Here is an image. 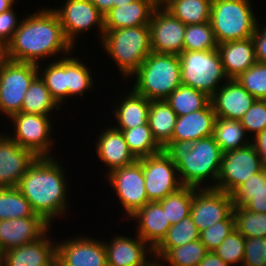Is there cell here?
<instances>
[{
	"label": "cell",
	"instance_id": "obj_1",
	"mask_svg": "<svg viewBox=\"0 0 266 266\" xmlns=\"http://www.w3.org/2000/svg\"><path fill=\"white\" fill-rule=\"evenodd\" d=\"M73 49L64 35L57 14L52 8H43L23 17L8 43V58L11 61L38 65L40 60L56 56L60 52L66 57L72 54Z\"/></svg>",
	"mask_w": 266,
	"mask_h": 266
},
{
	"label": "cell",
	"instance_id": "obj_2",
	"mask_svg": "<svg viewBox=\"0 0 266 266\" xmlns=\"http://www.w3.org/2000/svg\"><path fill=\"white\" fill-rule=\"evenodd\" d=\"M54 158L37 157L16 187L30 202L32 210L49 224L65 214L69 201L68 180L60 162Z\"/></svg>",
	"mask_w": 266,
	"mask_h": 266
},
{
	"label": "cell",
	"instance_id": "obj_3",
	"mask_svg": "<svg viewBox=\"0 0 266 266\" xmlns=\"http://www.w3.org/2000/svg\"><path fill=\"white\" fill-rule=\"evenodd\" d=\"M163 150L176 165L183 186L216 187L223 152L213 135L195 142L169 141ZM209 178L213 180L212 185L209 184ZM206 180L208 185L205 184Z\"/></svg>",
	"mask_w": 266,
	"mask_h": 266
},
{
	"label": "cell",
	"instance_id": "obj_4",
	"mask_svg": "<svg viewBox=\"0 0 266 266\" xmlns=\"http://www.w3.org/2000/svg\"><path fill=\"white\" fill-rule=\"evenodd\" d=\"M136 80L131 89L149 100H165L181 84L178 55L151 52L131 75Z\"/></svg>",
	"mask_w": 266,
	"mask_h": 266
},
{
	"label": "cell",
	"instance_id": "obj_5",
	"mask_svg": "<svg viewBox=\"0 0 266 266\" xmlns=\"http://www.w3.org/2000/svg\"><path fill=\"white\" fill-rule=\"evenodd\" d=\"M100 42L125 80L132 78L131 75L152 52L149 25L104 31Z\"/></svg>",
	"mask_w": 266,
	"mask_h": 266
},
{
	"label": "cell",
	"instance_id": "obj_6",
	"mask_svg": "<svg viewBox=\"0 0 266 266\" xmlns=\"http://www.w3.org/2000/svg\"><path fill=\"white\" fill-rule=\"evenodd\" d=\"M250 0H212L210 23L218 44L253 36L258 19Z\"/></svg>",
	"mask_w": 266,
	"mask_h": 266
},
{
	"label": "cell",
	"instance_id": "obj_7",
	"mask_svg": "<svg viewBox=\"0 0 266 266\" xmlns=\"http://www.w3.org/2000/svg\"><path fill=\"white\" fill-rule=\"evenodd\" d=\"M178 57L181 65L182 84L200 90L209 97L223 85L224 81L229 79L217 49L183 50Z\"/></svg>",
	"mask_w": 266,
	"mask_h": 266
},
{
	"label": "cell",
	"instance_id": "obj_8",
	"mask_svg": "<svg viewBox=\"0 0 266 266\" xmlns=\"http://www.w3.org/2000/svg\"><path fill=\"white\" fill-rule=\"evenodd\" d=\"M37 64L8 60L0 66V112L11 117L21 112L22 102L38 76Z\"/></svg>",
	"mask_w": 266,
	"mask_h": 266
},
{
	"label": "cell",
	"instance_id": "obj_9",
	"mask_svg": "<svg viewBox=\"0 0 266 266\" xmlns=\"http://www.w3.org/2000/svg\"><path fill=\"white\" fill-rule=\"evenodd\" d=\"M9 119L14 124L13 135L9 136L13 141L37 157H51L54 139L51 136L53 127L49 115L19 112Z\"/></svg>",
	"mask_w": 266,
	"mask_h": 266
},
{
	"label": "cell",
	"instance_id": "obj_10",
	"mask_svg": "<svg viewBox=\"0 0 266 266\" xmlns=\"http://www.w3.org/2000/svg\"><path fill=\"white\" fill-rule=\"evenodd\" d=\"M264 167L253 143L225 152L215 189L231 195L241 184Z\"/></svg>",
	"mask_w": 266,
	"mask_h": 266
},
{
	"label": "cell",
	"instance_id": "obj_11",
	"mask_svg": "<svg viewBox=\"0 0 266 266\" xmlns=\"http://www.w3.org/2000/svg\"><path fill=\"white\" fill-rule=\"evenodd\" d=\"M139 160L143 168L149 202L163 200L183 187L176 165L164 150Z\"/></svg>",
	"mask_w": 266,
	"mask_h": 266
},
{
	"label": "cell",
	"instance_id": "obj_12",
	"mask_svg": "<svg viewBox=\"0 0 266 266\" xmlns=\"http://www.w3.org/2000/svg\"><path fill=\"white\" fill-rule=\"evenodd\" d=\"M106 175L107 181L116 192L127 217H131L149 202L140 160L114 169Z\"/></svg>",
	"mask_w": 266,
	"mask_h": 266
},
{
	"label": "cell",
	"instance_id": "obj_13",
	"mask_svg": "<svg viewBox=\"0 0 266 266\" xmlns=\"http://www.w3.org/2000/svg\"><path fill=\"white\" fill-rule=\"evenodd\" d=\"M55 8V9H54ZM52 10L57 14L66 39L76 44V36L94 27L100 30V39L104 35V15L90 0H66L65 4ZM76 39V40H75Z\"/></svg>",
	"mask_w": 266,
	"mask_h": 266
},
{
	"label": "cell",
	"instance_id": "obj_14",
	"mask_svg": "<svg viewBox=\"0 0 266 266\" xmlns=\"http://www.w3.org/2000/svg\"><path fill=\"white\" fill-rule=\"evenodd\" d=\"M234 203L231 195L215 188H196L192 198V221L203 231L233 214Z\"/></svg>",
	"mask_w": 266,
	"mask_h": 266
},
{
	"label": "cell",
	"instance_id": "obj_15",
	"mask_svg": "<svg viewBox=\"0 0 266 266\" xmlns=\"http://www.w3.org/2000/svg\"><path fill=\"white\" fill-rule=\"evenodd\" d=\"M152 52L179 55L187 25L165 8H156L149 23Z\"/></svg>",
	"mask_w": 266,
	"mask_h": 266
},
{
	"label": "cell",
	"instance_id": "obj_16",
	"mask_svg": "<svg viewBox=\"0 0 266 266\" xmlns=\"http://www.w3.org/2000/svg\"><path fill=\"white\" fill-rule=\"evenodd\" d=\"M104 241L86 236L56 241V258L64 266H108Z\"/></svg>",
	"mask_w": 266,
	"mask_h": 266
},
{
	"label": "cell",
	"instance_id": "obj_17",
	"mask_svg": "<svg viewBox=\"0 0 266 266\" xmlns=\"http://www.w3.org/2000/svg\"><path fill=\"white\" fill-rule=\"evenodd\" d=\"M7 134H0V188L17 187L37 156Z\"/></svg>",
	"mask_w": 266,
	"mask_h": 266
},
{
	"label": "cell",
	"instance_id": "obj_18",
	"mask_svg": "<svg viewBox=\"0 0 266 266\" xmlns=\"http://www.w3.org/2000/svg\"><path fill=\"white\" fill-rule=\"evenodd\" d=\"M43 217L0 220V250L5 252L41 238L50 226Z\"/></svg>",
	"mask_w": 266,
	"mask_h": 266
},
{
	"label": "cell",
	"instance_id": "obj_19",
	"mask_svg": "<svg viewBox=\"0 0 266 266\" xmlns=\"http://www.w3.org/2000/svg\"><path fill=\"white\" fill-rule=\"evenodd\" d=\"M256 98L236 79H228L211 97L217 118L241 120Z\"/></svg>",
	"mask_w": 266,
	"mask_h": 266
},
{
	"label": "cell",
	"instance_id": "obj_20",
	"mask_svg": "<svg viewBox=\"0 0 266 266\" xmlns=\"http://www.w3.org/2000/svg\"><path fill=\"white\" fill-rule=\"evenodd\" d=\"M104 242L108 266H146L153 255V249L138 235L132 237L115 235Z\"/></svg>",
	"mask_w": 266,
	"mask_h": 266
},
{
	"label": "cell",
	"instance_id": "obj_21",
	"mask_svg": "<svg viewBox=\"0 0 266 266\" xmlns=\"http://www.w3.org/2000/svg\"><path fill=\"white\" fill-rule=\"evenodd\" d=\"M131 220L138 221L136 235L154 249L166 236L171 227L163 207L158 201L148 202L135 212Z\"/></svg>",
	"mask_w": 266,
	"mask_h": 266
},
{
	"label": "cell",
	"instance_id": "obj_22",
	"mask_svg": "<svg viewBox=\"0 0 266 266\" xmlns=\"http://www.w3.org/2000/svg\"><path fill=\"white\" fill-rule=\"evenodd\" d=\"M47 234L48 231L31 243L5 251V266H49L56 258V243Z\"/></svg>",
	"mask_w": 266,
	"mask_h": 266
},
{
	"label": "cell",
	"instance_id": "obj_23",
	"mask_svg": "<svg viewBox=\"0 0 266 266\" xmlns=\"http://www.w3.org/2000/svg\"><path fill=\"white\" fill-rule=\"evenodd\" d=\"M216 115L211 102L203 109L178 116L170 141H192L213 135Z\"/></svg>",
	"mask_w": 266,
	"mask_h": 266
},
{
	"label": "cell",
	"instance_id": "obj_24",
	"mask_svg": "<svg viewBox=\"0 0 266 266\" xmlns=\"http://www.w3.org/2000/svg\"><path fill=\"white\" fill-rule=\"evenodd\" d=\"M155 9L153 0H137L113 7L104 15V31L149 25Z\"/></svg>",
	"mask_w": 266,
	"mask_h": 266
},
{
	"label": "cell",
	"instance_id": "obj_25",
	"mask_svg": "<svg viewBox=\"0 0 266 266\" xmlns=\"http://www.w3.org/2000/svg\"><path fill=\"white\" fill-rule=\"evenodd\" d=\"M95 143L97 156L108 166L107 174L117 168L133 163L136 159L130 153L125 138L120 130L114 127L101 131Z\"/></svg>",
	"mask_w": 266,
	"mask_h": 266
},
{
	"label": "cell",
	"instance_id": "obj_26",
	"mask_svg": "<svg viewBox=\"0 0 266 266\" xmlns=\"http://www.w3.org/2000/svg\"><path fill=\"white\" fill-rule=\"evenodd\" d=\"M217 50L229 79H235L257 62L252 37L218 44Z\"/></svg>",
	"mask_w": 266,
	"mask_h": 266
},
{
	"label": "cell",
	"instance_id": "obj_27",
	"mask_svg": "<svg viewBox=\"0 0 266 266\" xmlns=\"http://www.w3.org/2000/svg\"><path fill=\"white\" fill-rule=\"evenodd\" d=\"M131 90L121 98L116 107L114 106L113 115L118 126L113 127L116 129H132L148 123L151 100Z\"/></svg>",
	"mask_w": 266,
	"mask_h": 266
},
{
	"label": "cell",
	"instance_id": "obj_28",
	"mask_svg": "<svg viewBox=\"0 0 266 266\" xmlns=\"http://www.w3.org/2000/svg\"><path fill=\"white\" fill-rule=\"evenodd\" d=\"M234 206L266 213V167L252 175L231 194Z\"/></svg>",
	"mask_w": 266,
	"mask_h": 266
},
{
	"label": "cell",
	"instance_id": "obj_29",
	"mask_svg": "<svg viewBox=\"0 0 266 266\" xmlns=\"http://www.w3.org/2000/svg\"><path fill=\"white\" fill-rule=\"evenodd\" d=\"M177 117L166 100H151L147 122L154 139L162 148L171 140Z\"/></svg>",
	"mask_w": 266,
	"mask_h": 266
},
{
	"label": "cell",
	"instance_id": "obj_30",
	"mask_svg": "<svg viewBox=\"0 0 266 266\" xmlns=\"http://www.w3.org/2000/svg\"><path fill=\"white\" fill-rule=\"evenodd\" d=\"M246 135L240 120L216 118L213 136L223 153L251 144L252 140Z\"/></svg>",
	"mask_w": 266,
	"mask_h": 266
},
{
	"label": "cell",
	"instance_id": "obj_31",
	"mask_svg": "<svg viewBox=\"0 0 266 266\" xmlns=\"http://www.w3.org/2000/svg\"><path fill=\"white\" fill-rule=\"evenodd\" d=\"M200 231L192 221L189 215L179 223L172 225L163 240L153 249V258L159 260L171 248L185 245L189 242L199 240Z\"/></svg>",
	"mask_w": 266,
	"mask_h": 266
},
{
	"label": "cell",
	"instance_id": "obj_32",
	"mask_svg": "<svg viewBox=\"0 0 266 266\" xmlns=\"http://www.w3.org/2000/svg\"><path fill=\"white\" fill-rule=\"evenodd\" d=\"M59 106L50 94L45 82L38 75L26 91L21 112L49 115L54 109L58 111L61 108Z\"/></svg>",
	"mask_w": 266,
	"mask_h": 266
},
{
	"label": "cell",
	"instance_id": "obj_33",
	"mask_svg": "<svg viewBox=\"0 0 266 266\" xmlns=\"http://www.w3.org/2000/svg\"><path fill=\"white\" fill-rule=\"evenodd\" d=\"M117 130L122 132L127 147L136 160L157 154L163 150L154 139L148 123L132 129Z\"/></svg>",
	"mask_w": 266,
	"mask_h": 266
},
{
	"label": "cell",
	"instance_id": "obj_34",
	"mask_svg": "<svg viewBox=\"0 0 266 266\" xmlns=\"http://www.w3.org/2000/svg\"><path fill=\"white\" fill-rule=\"evenodd\" d=\"M177 116L187 115L205 108L210 103V97L193 87L181 84L166 99Z\"/></svg>",
	"mask_w": 266,
	"mask_h": 266
},
{
	"label": "cell",
	"instance_id": "obj_35",
	"mask_svg": "<svg viewBox=\"0 0 266 266\" xmlns=\"http://www.w3.org/2000/svg\"><path fill=\"white\" fill-rule=\"evenodd\" d=\"M212 0H174L165 9L185 25L210 21Z\"/></svg>",
	"mask_w": 266,
	"mask_h": 266
},
{
	"label": "cell",
	"instance_id": "obj_36",
	"mask_svg": "<svg viewBox=\"0 0 266 266\" xmlns=\"http://www.w3.org/2000/svg\"><path fill=\"white\" fill-rule=\"evenodd\" d=\"M38 74L41 79L45 82L52 97L61 106L63 101L68 98V87H67V57L57 58V61L49 63L44 69H40L39 64Z\"/></svg>",
	"mask_w": 266,
	"mask_h": 266
},
{
	"label": "cell",
	"instance_id": "obj_37",
	"mask_svg": "<svg viewBox=\"0 0 266 266\" xmlns=\"http://www.w3.org/2000/svg\"><path fill=\"white\" fill-rule=\"evenodd\" d=\"M24 217H42L36 214L30 202L16 187L0 188V220Z\"/></svg>",
	"mask_w": 266,
	"mask_h": 266
},
{
	"label": "cell",
	"instance_id": "obj_38",
	"mask_svg": "<svg viewBox=\"0 0 266 266\" xmlns=\"http://www.w3.org/2000/svg\"><path fill=\"white\" fill-rule=\"evenodd\" d=\"M195 192L196 187L183 186L178 191L158 201L163 207L171 226L190 215L192 198Z\"/></svg>",
	"mask_w": 266,
	"mask_h": 266
},
{
	"label": "cell",
	"instance_id": "obj_39",
	"mask_svg": "<svg viewBox=\"0 0 266 266\" xmlns=\"http://www.w3.org/2000/svg\"><path fill=\"white\" fill-rule=\"evenodd\" d=\"M70 55H67L68 98L79 94L82 97L85 96L86 91H89L95 85L93 75H91L88 66L82 63L78 57Z\"/></svg>",
	"mask_w": 266,
	"mask_h": 266
},
{
	"label": "cell",
	"instance_id": "obj_40",
	"mask_svg": "<svg viewBox=\"0 0 266 266\" xmlns=\"http://www.w3.org/2000/svg\"><path fill=\"white\" fill-rule=\"evenodd\" d=\"M208 250L200 240L171 248L161 259L170 266H198Z\"/></svg>",
	"mask_w": 266,
	"mask_h": 266
},
{
	"label": "cell",
	"instance_id": "obj_41",
	"mask_svg": "<svg viewBox=\"0 0 266 266\" xmlns=\"http://www.w3.org/2000/svg\"><path fill=\"white\" fill-rule=\"evenodd\" d=\"M183 40V50L187 51H207L218 47L210 21L187 25Z\"/></svg>",
	"mask_w": 266,
	"mask_h": 266
},
{
	"label": "cell",
	"instance_id": "obj_42",
	"mask_svg": "<svg viewBox=\"0 0 266 266\" xmlns=\"http://www.w3.org/2000/svg\"><path fill=\"white\" fill-rule=\"evenodd\" d=\"M235 229L245 238H266V213H254L243 207L234 206Z\"/></svg>",
	"mask_w": 266,
	"mask_h": 266
},
{
	"label": "cell",
	"instance_id": "obj_43",
	"mask_svg": "<svg viewBox=\"0 0 266 266\" xmlns=\"http://www.w3.org/2000/svg\"><path fill=\"white\" fill-rule=\"evenodd\" d=\"M235 79L256 99L266 100V64L256 62Z\"/></svg>",
	"mask_w": 266,
	"mask_h": 266
},
{
	"label": "cell",
	"instance_id": "obj_44",
	"mask_svg": "<svg viewBox=\"0 0 266 266\" xmlns=\"http://www.w3.org/2000/svg\"><path fill=\"white\" fill-rule=\"evenodd\" d=\"M246 238L236 229H234L224 241L214 250V252L229 266L244 261Z\"/></svg>",
	"mask_w": 266,
	"mask_h": 266
},
{
	"label": "cell",
	"instance_id": "obj_45",
	"mask_svg": "<svg viewBox=\"0 0 266 266\" xmlns=\"http://www.w3.org/2000/svg\"><path fill=\"white\" fill-rule=\"evenodd\" d=\"M235 229L233 214L224 221H219L200 232L199 240L208 251H214Z\"/></svg>",
	"mask_w": 266,
	"mask_h": 266
},
{
	"label": "cell",
	"instance_id": "obj_46",
	"mask_svg": "<svg viewBox=\"0 0 266 266\" xmlns=\"http://www.w3.org/2000/svg\"><path fill=\"white\" fill-rule=\"evenodd\" d=\"M240 121L246 132L256 137L266 127V100L256 99Z\"/></svg>",
	"mask_w": 266,
	"mask_h": 266
},
{
	"label": "cell",
	"instance_id": "obj_47",
	"mask_svg": "<svg viewBox=\"0 0 266 266\" xmlns=\"http://www.w3.org/2000/svg\"><path fill=\"white\" fill-rule=\"evenodd\" d=\"M266 238H246L242 266H265Z\"/></svg>",
	"mask_w": 266,
	"mask_h": 266
},
{
	"label": "cell",
	"instance_id": "obj_48",
	"mask_svg": "<svg viewBox=\"0 0 266 266\" xmlns=\"http://www.w3.org/2000/svg\"><path fill=\"white\" fill-rule=\"evenodd\" d=\"M20 23L21 21L14 12L13 7L0 13V38L8 44L19 28Z\"/></svg>",
	"mask_w": 266,
	"mask_h": 266
},
{
	"label": "cell",
	"instance_id": "obj_49",
	"mask_svg": "<svg viewBox=\"0 0 266 266\" xmlns=\"http://www.w3.org/2000/svg\"><path fill=\"white\" fill-rule=\"evenodd\" d=\"M260 26L258 21L252 39L257 62L266 64V25L261 26L262 28Z\"/></svg>",
	"mask_w": 266,
	"mask_h": 266
},
{
	"label": "cell",
	"instance_id": "obj_50",
	"mask_svg": "<svg viewBox=\"0 0 266 266\" xmlns=\"http://www.w3.org/2000/svg\"><path fill=\"white\" fill-rule=\"evenodd\" d=\"M252 143L255 146L263 165L266 167V127L252 139Z\"/></svg>",
	"mask_w": 266,
	"mask_h": 266
},
{
	"label": "cell",
	"instance_id": "obj_51",
	"mask_svg": "<svg viewBox=\"0 0 266 266\" xmlns=\"http://www.w3.org/2000/svg\"><path fill=\"white\" fill-rule=\"evenodd\" d=\"M198 266H229L214 251H208Z\"/></svg>",
	"mask_w": 266,
	"mask_h": 266
},
{
	"label": "cell",
	"instance_id": "obj_52",
	"mask_svg": "<svg viewBox=\"0 0 266 266\" xmlns=\"http://www.w3.org/2000/svg\"><path fill=\"white\" fill-rule=\"evenodd\" d=\"M105 15L113 8V0H90Z\"/></svg>",
	"mask_w": 266,
	"mask_h": 266
},
{
	"label": "cell",
	"instance_id": "obj_53",
	"mask_svg": "<svg viewBox=\"0 0 266 266\" xmlns=\"http://www.w3.org/2000/svg\"><path fill=\"white\" fill-rule=\"evenodd\" d=\"M8 60V44L0 38V66Z\"/></svg>",
	"mask_w": 266,
	"mask_h": 266
},
{
	"label": "cell",
	"instance_id": "obj_54",
	"mask_svg": "<svg viewBox=\"0 0 266 266\" xmlns=\"http://www.w3.org/2000/svg\"><path fill=\"white\" fill-rule=\"evenodd\" d=\"M14 3H16V0H0V13L14 7Z\"/></svg>",
	"mask_w": 266,
	"mask_h": 266
},
{
	"label": "cell",
	"instance_id": "obj_55",
	"mask_svg": "<svg viewBox=\"0 0 266 266\" xmlns=\"http://www.w3.org/2000/svg\"><path fill=\"white\" fill-rule=\"evenodd\" d=\"M174 0H153L156 8H166L170 5Z\"/></svg>",
	"mask_w": 266,
	"mask_h": 266
},
{
	"label": "cell",
	"instance_id": "obj_56",
	"mask_svg": "<svg viewBox=\"0 0 266 266\" xmlns=\"http://www.w3.org/2000/svg\"><path fill=\"white\" fill-rule=\"evenodd\" d=\"M137 1V0H113V7H118L121 5H126L127 3Z\"/></svg>",
	"mask_w": 266,
	"mask_h": 266
},
{
	"label": "cell",
	"instance_id": "obj_57",
	"mask_svg": "<svg viewBox=\"0 0 266 266\" xmlns=\"http://www.w3.org/2000/svg\"><path fill=\"white\" fill-rule=\"evenodd\" d=\"M162 264H164V263H160L159 260L157 261V259L153 258V260H150V262L146 266H165Z\"/></svg>",
	"mask_w": 266,
	"mask_h": 266
},
{
	"label": "cell",
	"instance_id": "obj_58",
	"mask_svg": "<svg viewBox=\"0 0 266 266\" xmlns=\"http://www.w3.org/2000/svg\"><path fill=\"white\" fill-rule=\"evenodd\" d=\"M49 266H64L58 258H55Z\"/></svg>",
	"mask_w": 266,
	"mask_h": 266
},
{
	"label": "cell",
	"instance_id": "obj_59",
	"mask_svg": "<svg viewBox=\"0 0 266 266\" xmlns=\"http://www.w3.org/2000/svg\"><path fill=\"white\" fill-rule=\"evenodd\" d=\"M0 266H5V254L0 250Z\"/></svg>",
	"mask_w": 266,
	"mask_h": 266
}]
</instances>
